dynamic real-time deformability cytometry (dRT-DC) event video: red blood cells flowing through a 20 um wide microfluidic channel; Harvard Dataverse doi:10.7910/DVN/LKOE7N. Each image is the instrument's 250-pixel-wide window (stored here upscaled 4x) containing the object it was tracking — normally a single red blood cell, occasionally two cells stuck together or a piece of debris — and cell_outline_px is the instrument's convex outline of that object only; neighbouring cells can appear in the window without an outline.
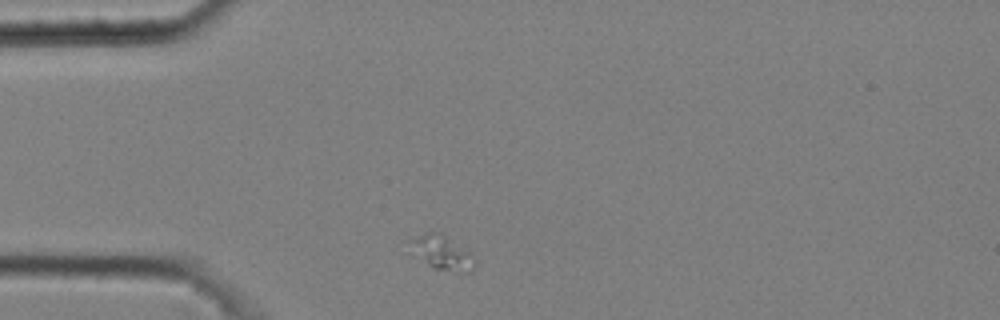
{"species": "common noctule bat (a hibernating species)", "species_latin": "Nyctalus noctula", "temperature_condition": "cold", "stored_images_in_passage": 5, "camera_frame_rate_fps": 3000, "um_per_image_px": 0.085, "animal": {"sex": "male", "body_mass_g": 20.4}, "frame": {"image": 1, "passage_image": 1, "time_ms": 0.0, "image_size_px": [1000, 320], "cell_outline_px": [[476, 264], [472, 272], [468, 272], [436, 268], [408, 240], [428, 232], [440, 232], [468, 252], [476, 260]], "centroid_in_image_um": [37.72, 21.45], "position_along_channel_um": 47.3, "area_um2": 11.44}}
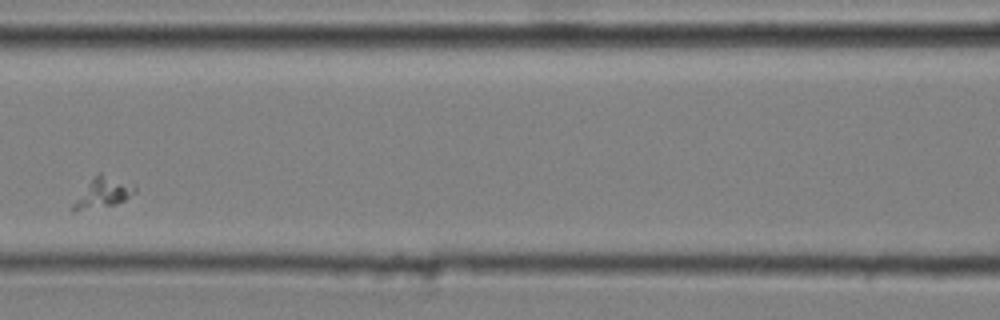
{"frame": {"image": 2, "passage_image": 4, "time_ms": 1.0, "image_size_px": [1000, 320], "cell_outline_px": [[136, 192], [124, 200], [112, 204], [72, 212], [72, 204], [88, 184], [100, 172], [136, 184]], "centroid_in_image_um": [8.81, 16.36], "position_along_channel_um": 157.8, "area_um2": 10.46}}
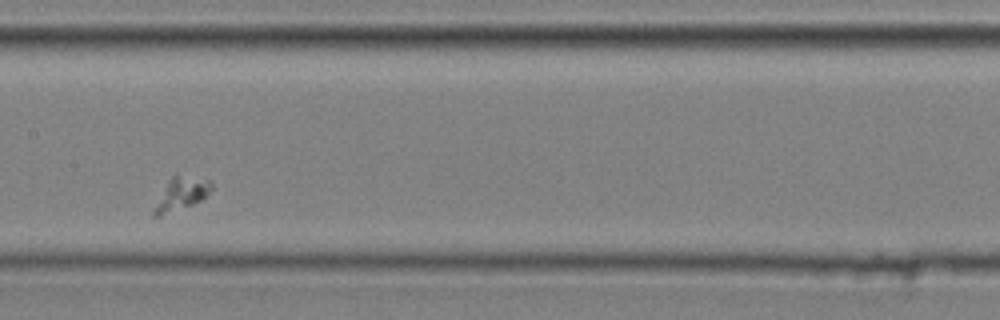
{"frame": {"image": 3, "passage_image": 5, "time_ms": 1.333, "image_size_px": [1000, 320], "cell_outline_px": [[212, 188], [200, 200], [192, 204], [160, 216], [152, 216], [152, 212], [168, 180], [172, 176], [176, 176], [212, 180]], "centroid_in_image_um": [15.39, 16.49], "position_along_channel_um": 192.0, "area_um2": 10.35}}